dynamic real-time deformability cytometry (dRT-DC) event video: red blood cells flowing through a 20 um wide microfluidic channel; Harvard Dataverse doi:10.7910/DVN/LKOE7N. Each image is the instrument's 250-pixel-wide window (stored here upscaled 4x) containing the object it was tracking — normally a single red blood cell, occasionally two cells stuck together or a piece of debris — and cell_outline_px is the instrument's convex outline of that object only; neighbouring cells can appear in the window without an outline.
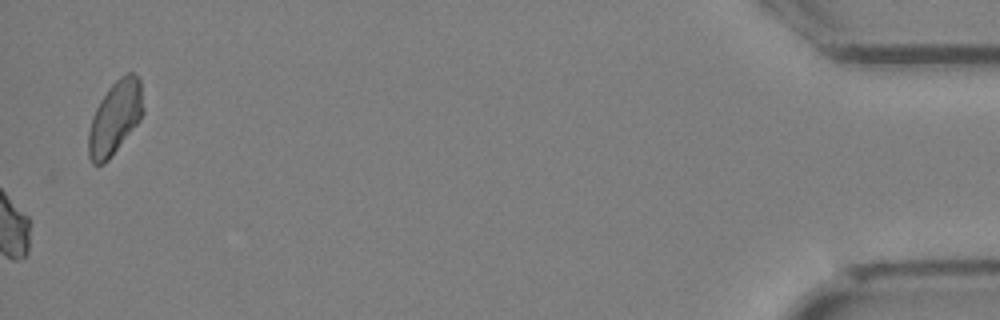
{"species": "Egyptian fruit bat (a non-hibernating species)", "species_latin": "Rousettus aegyptiacus", "temperature_condition": "cold", "stored_images_in_passage": 32, "camera_frame_rate_fps": 3000, "um_per_image_px": 0.085, "animal": {"sex": "female"}, "frame": {"image": 1, "passage_image": 32, "time_ms": 10.333, "image_size_px": [1000, 320], "cell_outline_px": [[144, 112], [140, 120], [108, 160], [104, 164], [92, 164], [88, 156], [88, 132], [92, 116], [100, 100], [108, 88], [120, 76], [128, 72], [132, 72], [140, 80], [144, 108]], "centroid_in_image_um": [9.77, 10.0], "position_along_channel_um": 425.4, "area_um2": 23.41}}